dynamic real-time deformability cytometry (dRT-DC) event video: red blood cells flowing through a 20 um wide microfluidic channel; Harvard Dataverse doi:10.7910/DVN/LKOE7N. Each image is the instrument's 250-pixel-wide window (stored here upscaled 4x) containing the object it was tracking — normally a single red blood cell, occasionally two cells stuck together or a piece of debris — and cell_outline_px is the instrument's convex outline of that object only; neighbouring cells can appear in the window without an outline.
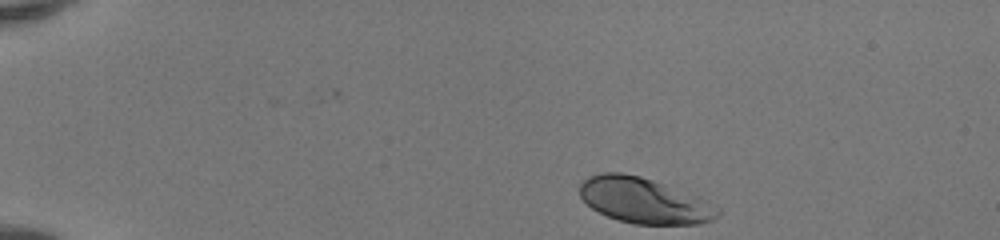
{"species": "human", "species_latin": "Homo sapiens", "temperature_condition": "room temperature", "stored_images_in_passage": 37, "camera_frame_rate_fps": 3000, "um_per_image_px": 0.085, "donor": {"sex": "female"}, "frame": {"image": 1, "passage_image": 1, "time_ms": 0.0, "image_size_px": [1000, 240], "cell_outline_px": [[720, 212], [712, 220], [700, 224], [636, 224], [620, 220], [608, 216], [592, 208], [580, 196], [580, 184], [588, 176], [600, 172], [620, 172], [640, 176], [700, 196], [716, 204], [720, 208]], "centroid_in_image_um": [54.79, 17.04], "position_along_channel_um": 30.2, "area_um2": 36.7}}
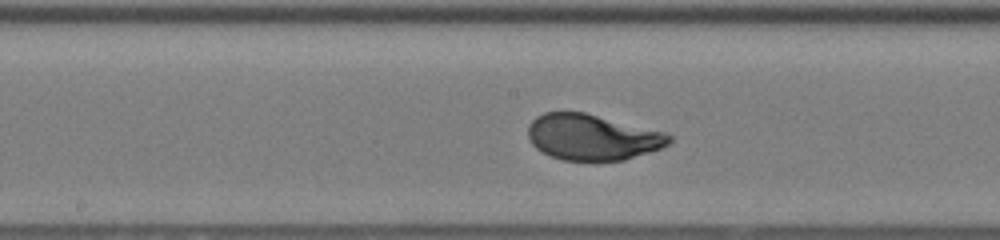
{"frame": {"image": 2, "passage_image": 20, "time_ms": 6.333, "image_size_px": [1000, 240], "cell_outline_px": [[672, 140], [668, 144], [660, 148], [624, 160], [564, 160], [552, 156], [536, 148], [532, 144], [528, 136], [528, 124], [536, 116], [544, 112], [584, 112], [664, 132], [672, 136]], "centroid_in_image_um": [50.32, 11.65], "position_along_channel_um": 197.9, "area_um2": 37.34}}
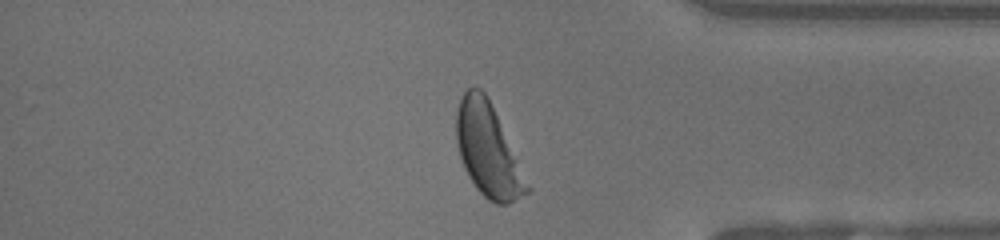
{"frame": {"image": 3, "passage_image": 35, "time_ms": 11.333, "image_size_px": [1000, 240], "cell_outline_px": [[532, 188], [528, 192], [508, 204], [496, 204], [488, 200], [476, 188], [468, 176], [464, 168], [460, 156], [456, 140], [456, 112], [460, 96], [468, 88], [480, 88], [488, 96]], "centroid_in_image_um": [41.48, 12.76], "position_along_channel_um": 393.7, "area_um2": 38.32}, "authors_computed_cell_mechanics": {"area_um2": 38.0324, "velocity_mm_per_s": 4.1394, "shape_relaxation_time_tau1_ms": 2.2181, "shape_relaxation_time_tau2_ms": null, "deformation_change_tau1": 0.1763, "deformation_change_tau2": null}}